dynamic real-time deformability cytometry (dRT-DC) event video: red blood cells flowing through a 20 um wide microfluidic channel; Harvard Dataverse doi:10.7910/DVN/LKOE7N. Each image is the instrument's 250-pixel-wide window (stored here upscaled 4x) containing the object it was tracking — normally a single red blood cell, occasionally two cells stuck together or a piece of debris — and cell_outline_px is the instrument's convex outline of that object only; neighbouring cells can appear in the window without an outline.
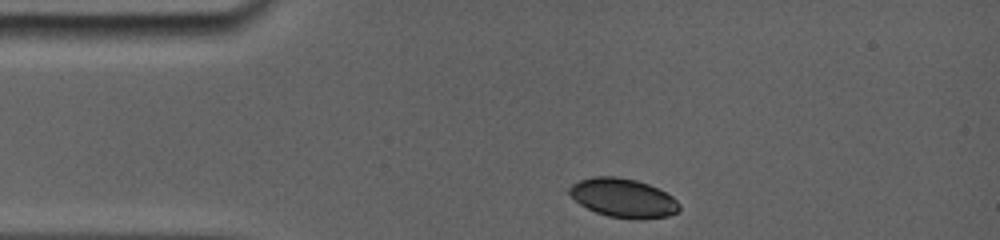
{"species": "common noctule bat (a hibernating species)", "species_latin": "Nyctalus noctula", "temperature_condition": "room temperature", "stored_images_in_passage": 18, "camera_frame_rate_fps": 5000, "um_per_image_px": 0.085, "animal": {"sex": "female", "body_mass_g": 19.0, "forearm_length_mm": 56.7}, "frame": {"image": 1, "passage_image": 1, "time_ms": 0.0, "image_size_px": [1000, 240], "cell_outline_px": [[680, 208], [676, 212], [668, 216], [644, 220], [636, 220], [608, 216], [596, 212], [580, 204], [568, 192], [568, 188], [572, 184], [580, 180], [596, 176], [616, 176], [636, 180], [648, 184], [672, 196], [680, 204]], "centroid_in_image_um": [52.98, 16.84], "position_along_channel_um": 32.0, "area_um2": 24.91}}
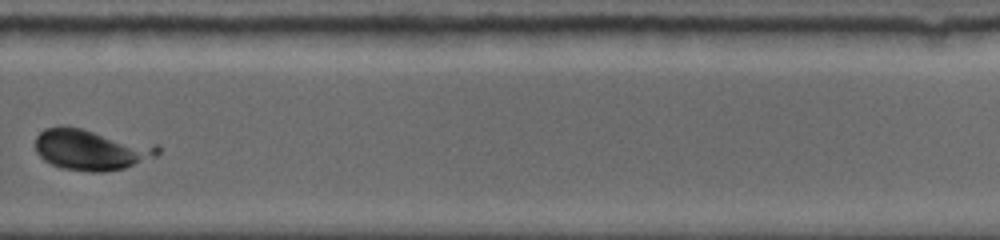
{"frame": {"image": 2, "passage_image": 14, "time_ms": 8.6, "image_size_px": [1000, 240], "cell_outline_px": [[160, 152], [156, 156], [124, 168], [100, 172], [92, 172], [64, 168], [52, 164], [44, 160], [36, 152], [36, 136], [40, 132], [48, 128], [60, 124], [64, 124], [156, 144], [160, 148]], "centroid_in_image_um": [7.74, 12.69], "position_along_channel_um": 322.1, "area_um2": 29.3}}
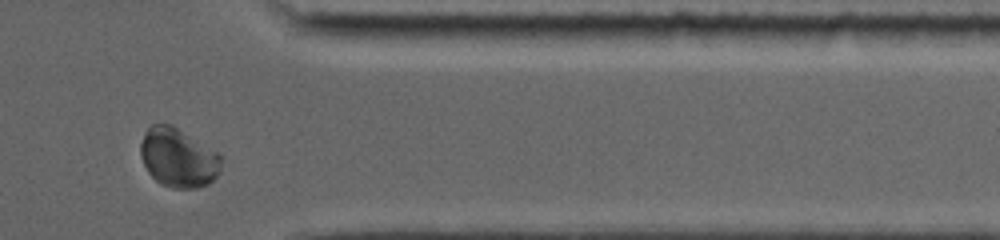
{"frame": {"image": 3, "passage_image": 17, "time_ms": 10.6, "image_size_px": [1000, 240], "cell_outline_px": [[224, 160], [216, 176], [208, 184], [196, 188], [172, 188], [160, 184], [148, 172], [140, 156], [140, 144], [144, 132], [152, 124], [172, 124], [216, 152]], "centroid_in_image_um": [15.12, 13.41], "position_along_channel_um": 396.3, "area_um2": 27.69}}